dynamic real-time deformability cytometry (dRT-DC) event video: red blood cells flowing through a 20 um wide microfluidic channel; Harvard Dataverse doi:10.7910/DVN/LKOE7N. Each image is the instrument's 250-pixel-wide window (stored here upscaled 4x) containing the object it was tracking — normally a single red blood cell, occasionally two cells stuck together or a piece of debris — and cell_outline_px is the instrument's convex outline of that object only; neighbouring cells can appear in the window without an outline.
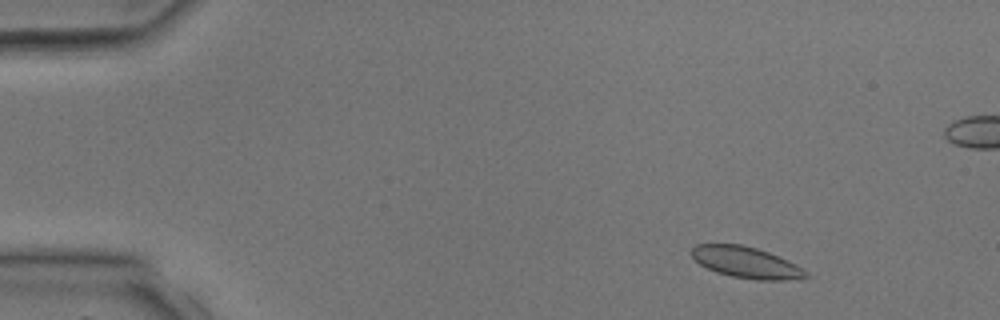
{"species": "common noctule bat (a hibernating species)", "species_latin": "Nyctalus noctula", "temperature_condition": "room temperature", "stored_images_in_passage": 4, "camera_frame_rate_fps": 3000, "um_per_image_px": 0.085, "animal": {"sex": "male", "body_mass_g": 17.9, "forearm_length_mm": 54.2}, "frame": {"image": 1, "passage_image": 1, "time_ms": 0.0, "image_size_px": [1000, 320], "cell_outline_px": [[812, 276], [788, 280], [756, 280], [732, 276], [716, 272], [700, 264], [692, 256], [692, 248], [696, 244], [740, 244], [756, 248], [768, 252], [796, 264], [808, 272]], "centroid_in_image_um": [63.45, 22.31], "position_along_channel_um": 21.5, "area_um2": 20.69}}